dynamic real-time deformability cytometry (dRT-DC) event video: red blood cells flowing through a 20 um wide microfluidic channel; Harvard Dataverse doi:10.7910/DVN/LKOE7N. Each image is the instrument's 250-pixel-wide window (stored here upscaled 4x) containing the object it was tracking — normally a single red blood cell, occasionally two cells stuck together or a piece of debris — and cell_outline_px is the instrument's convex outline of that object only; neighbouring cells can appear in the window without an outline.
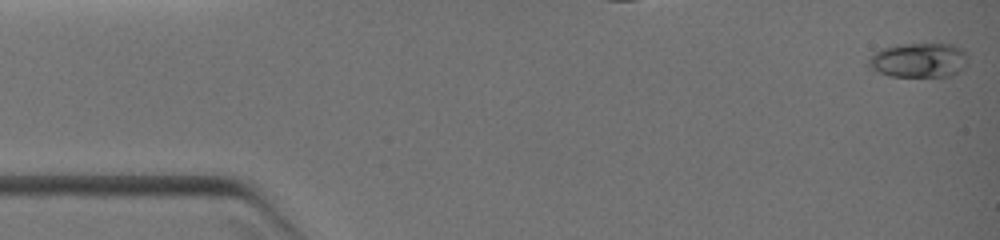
{"species": "common noctule bat (a hibernating species)", "species_latin": "Nyctalus noctula", "temperature_condition": "warm", "stored_images_in_passage": 31, "camera_frame_rate_fps": 3000, "um_per_image_px": 0.085, "animal": {"sex": "female", "body_mass_g": 19.0, "forearm_length_mm": 51.5}, "frame": {"image": 1, "passage_image": 1, "time_ms": 0.0, "image_size_px": [1000, 240], "cell_outline_px": [[968, 64], [956, 72], [948, 76], [888, 76], [868, 68], [868, 56], [872, 52], [884, 48], [904, 44], [952, 44], [964, 48], [968, 56]], "centroid_in_image_um": [78.09, 5.11], "position_along_channel_um": 6.9, "area_um2": 20.23}}
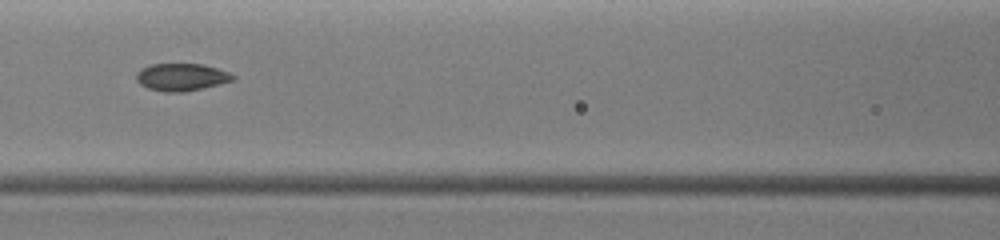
{"frame": {"image": 2, "passage_image": 14, "time_ms": 5.333, "image_size_px": [1000, 240], "cell_outline_px": [[236, 80], [204, 88], [184, 92], [164, 92], [148, 88], [140, 84], [136, 80], [136, 72], [140, 68], [152, 64], [204, 64], [228, 72], [236, 76]], "centroid_in_image_um": [15.43, 6.56], "position_along_channel_um": 151.2, "area_um2": 15.61}}
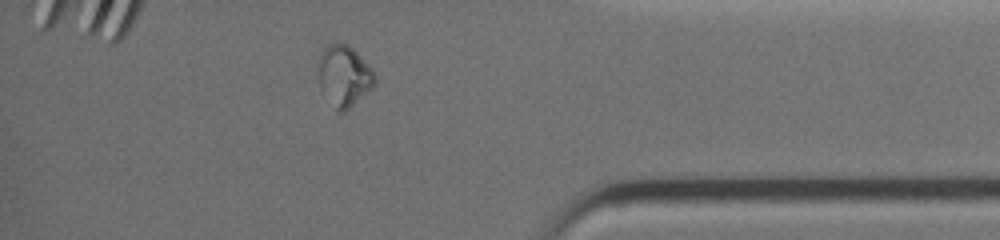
{"frame": {"image": 3, "passage_image": 27, "time_ms": 10.667, "image_size_px": [1000, 240], "cell_outline_px": [[376, 84], [372, 88], [344, 112], [340, 112], [320, 92], [316, 60], [320, 52], [328, 44], [348, 44], [356, 52], [376, 76]], "centroid_in_image_um": [29.18, 6.45], "position_along_channel_um": 406.0, "area_um2": 20.11}}